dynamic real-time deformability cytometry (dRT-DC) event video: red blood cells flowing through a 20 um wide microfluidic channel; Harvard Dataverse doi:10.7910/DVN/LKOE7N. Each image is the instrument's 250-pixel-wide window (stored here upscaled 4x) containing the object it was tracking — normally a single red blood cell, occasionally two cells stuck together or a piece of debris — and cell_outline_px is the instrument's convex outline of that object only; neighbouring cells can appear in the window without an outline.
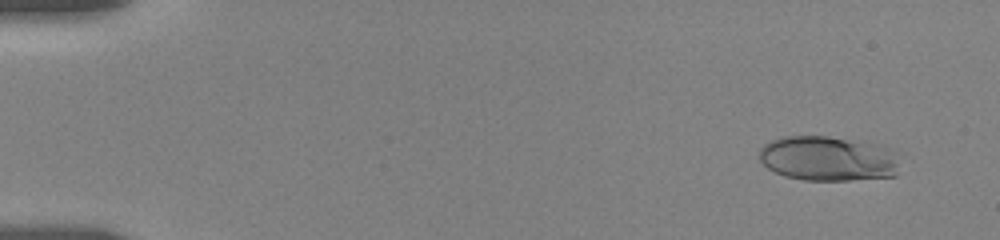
{"species": "human", "species_latin": "Homo sapiens", "temperature_condition": "room temperature", "stored_images_in_passage": 8, "camera_frame_rate_fps": 3000, "um_per_image_px": 0.085, "donor": {"sex": "female"}, "frame": {"image": 1, "passage_image": 3, "time_ms": 1.0, "image_size_px": [1000, 240], "cell_outline_px": [[896, 176], [848, 180], [804, 180], [784, 176], [768, 168], [760, 160], [756, 152], [764, 144], [772, 140], [784, 136], [828, 136], [876, 144], [892, 148], [896, 152]], "centroid_in_image_um": [70.34, 13.47], "position_along_channel_um": 14.7, "area_um2": 36.82}}
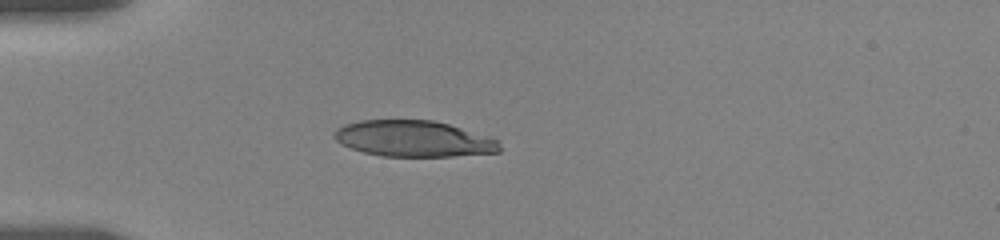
{"frame": {"image": 2, "passage_image": 8, "time_ms": 5.0, "image_size_px": [1000, 240], "cell_outline_px": [[500, 152], [452, 156], [384, 156], [364, 152], [340, 144], [332, 136], [344, 124], [360, 120], [432, 120], [448, 124], [488, 136], [500, 140]], "centroid_in_image_um": [35.18, 11.79], "position_along_channel_um": 49.8, "area_um2": 34.62}}